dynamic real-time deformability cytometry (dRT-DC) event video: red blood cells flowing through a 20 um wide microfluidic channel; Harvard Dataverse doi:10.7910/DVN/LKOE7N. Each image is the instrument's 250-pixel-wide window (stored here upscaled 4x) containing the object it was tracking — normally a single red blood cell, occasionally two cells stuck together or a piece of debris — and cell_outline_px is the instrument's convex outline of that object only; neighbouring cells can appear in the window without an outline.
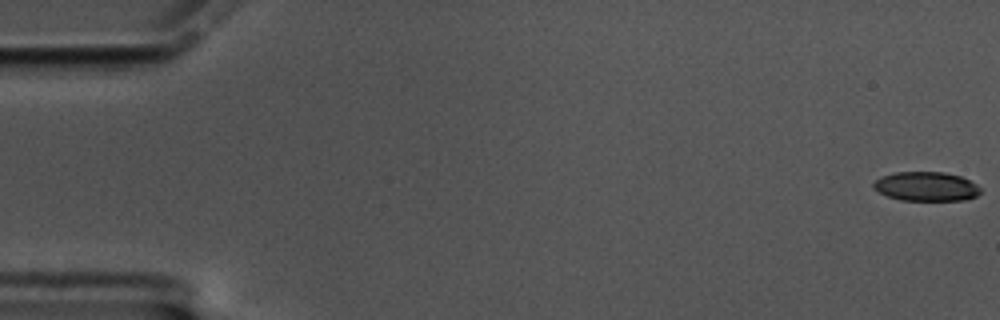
{"species": "common noctule bat (a hibernating species)", "species_latin": "Nyctalus noctula", "temperature_condition": "cold", "stored_images_in_passage": 60, "camera_frame_rate_fps": 3000, "um_per_image_px": 0.085, "animal": {"sex": "male", "body_mass_g": 17.5, "forearm_length_mm": 52.3}, "frame": {"image": 1, "passage_image": 1, "time_ms": 0.0, "image_size_px": [1000, 320], "cell_outline_px": [[980, 192], [976, 196], [964, 200], [900, 200], [888, 196], [872, 188], [872, 184], [880, 176], [896, 172], [944, 172], [960, 176], [976, 184], [980, 188]], "centroid_in_image_um": [78.7, 15.84], "position_along_channel_um": 6.3, "area_um2": 18.15}}
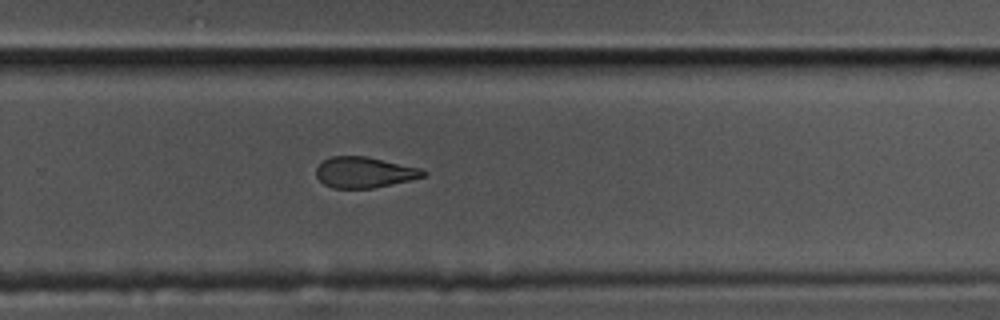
{"frame": {"image": 2, "passage_image": 40, "time_ms": 13.0, "image_size_px": [1000, 320], "cell_outline_px": [[428, 172], [424, 176], [408, 180], [372, 188], [332, 188], [324, 184], [316, 176], [316, 168], [324, 160], [332, 156], [368, 156], [420, 168]], "centroid_in_image_um": [30.95, 14.64], "position_along_channel_um": 298.9, "area_um2": 19.07}}
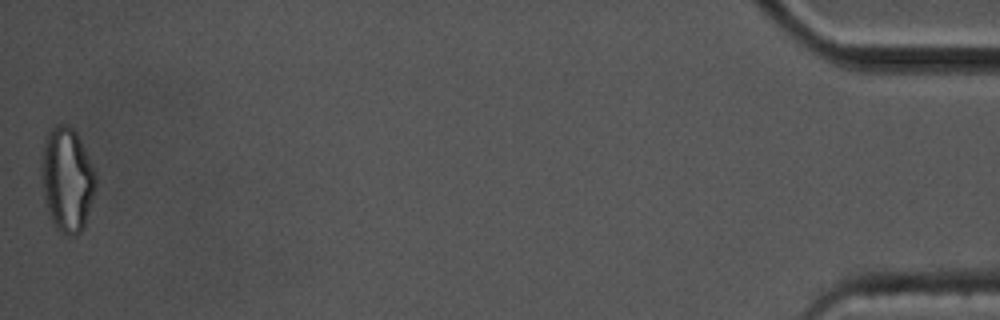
{"frame": {"image": 3, "passage_image": 60, "time_ms": 19.667, "image_size_px": [1000, 320], "cell_outline_px": [[96, 184], [92, 200], [84, 228], [76, 236], [68, 236], [56, 228], [52, 220], [44, 196], [40, 176], [40, 160], [44, 140], [48, 132], [56, 124], [68, 124], [76, 132], [96, 172]], "centroid_in_image_um": [5.69, 15.24], "position_along_channel_um": 429.5, "area_um2": 33.18}, "authors_computed_cell_mechanics": {"area_um2": 20.7791, "velocity_mm_per_s": 3.3821, "shape_relaxation_time_tau1_ms": 4.4934, "shape_relaxation_time_tau2_ms": 3.1953, "deformation_change_tau1": 0.1573, "deformation_change_tau2": 0.1063}}